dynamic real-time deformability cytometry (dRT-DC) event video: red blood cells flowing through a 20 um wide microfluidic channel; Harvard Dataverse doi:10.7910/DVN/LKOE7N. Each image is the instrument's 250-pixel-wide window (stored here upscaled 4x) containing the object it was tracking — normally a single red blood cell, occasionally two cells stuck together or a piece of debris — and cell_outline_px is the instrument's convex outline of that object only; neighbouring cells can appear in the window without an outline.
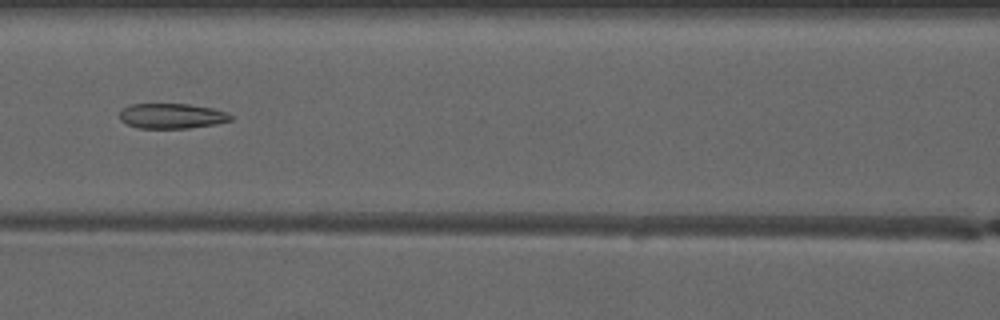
{"species": "common noctule bat (a hibernating species)", "species_latin": "Nyctalus noctula", "temperature_condition": "warm", "stored_images_in_passage": 7, "camera_frame_rate_fps": 3000, "um_per_image_px": 0.085, "animal": {"sex": "male", "forearm_length_mm": 52.5}, "frame": {"image": 1, "passage_image": 7, "time_ms": 7.0, "image_size_px": [1000, 320], "cell_outline_px": [[232, 120], [216, 124], [188, 128], [136, 128], [120, 120], [120, 112], [128, 104], [188, 104], [212, 108], [228, 112], [232, 116]], "centroid_in_image_um": [14.61, 9.86], "position_along_channel_um": 152.0, "area_um2": 16.3}}